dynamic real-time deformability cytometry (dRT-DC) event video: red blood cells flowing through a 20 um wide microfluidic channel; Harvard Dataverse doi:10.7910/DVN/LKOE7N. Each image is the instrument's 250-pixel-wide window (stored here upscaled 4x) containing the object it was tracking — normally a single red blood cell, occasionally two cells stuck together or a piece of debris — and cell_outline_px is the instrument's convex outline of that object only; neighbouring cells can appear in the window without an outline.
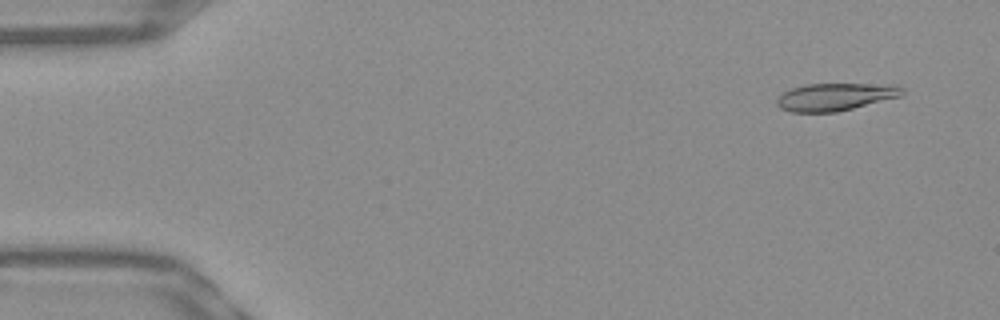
{"species": "Egyptian fruit bat (a non-hibernating species)", "species_latin": "Rousettus aegyptiacus", "temperature_condition": "warm", "stored_images_in_passage": 52, "camera_frame_rate_fps": 3000, "um_per_image_px": 0.085, "frame": {"image": 1, "passage_image": 4, "time_ms": 1.0, "image_size_px": [1000, 320], "cell_outline_px": [[904, 92], [900, 96], [836, 112], [792, 112], [780, 108], [776, 104], [776, 100], [784, 92], [792, 88], [804, 84], [892, 84], [904, 88]], "centroid_in_image_um": [70.98, 8.22], "position_along_channel_um": 14.0, "area_um2": 19.94}}
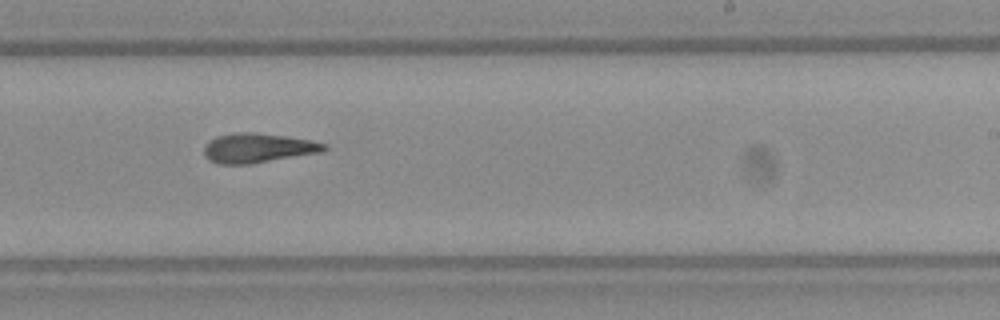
{"frame": {"image": 2, "passage_image": 32, "time_ms": 10.333, "image_size_px": [1000, 320], "cell_outline_px": [[328, 148], [324, 152], [252, 164], [216, 164], [208, 160], [204, 156], [204, 148], [216, 136], [232, 132], [252, 132], [288, 136], [312, 140], [328, 144]], "centroid_in_image_um": [21.97, 12.58], "position_along_channel_um": 267.0, "area_um2": 21.04}}
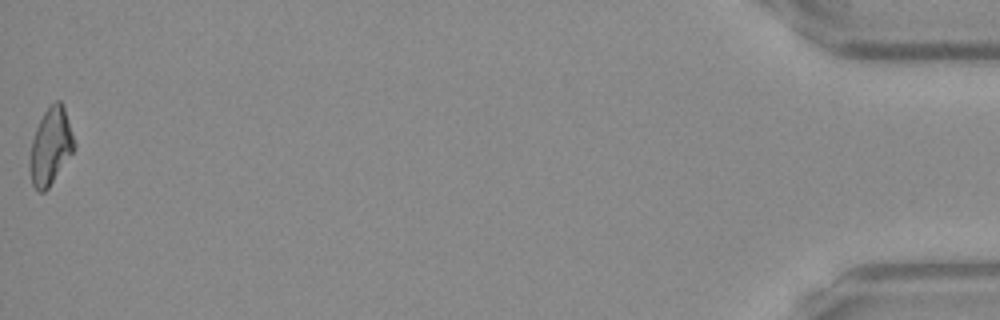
{"frame": {"image": 3, "passage_image": 52, "time_ms": 17.0, "image_size_px": [1000, 320], "cell_outline_px": [[76, 148], [48, 188], [44, 192], [40, 192], [32, 184], [28, 168], [28, 160], [32, 140], [36, 128], [44, 112], [56, 100], [60, 100], [64, 104], [76, 144]], "centroid_in_image_um": [4.3, 12.44], "position_along_channel_um": 430.9, "area_um2": 20.06}, "authors_computed_cell_mechanics": {"area_um2": 20.4612, "velocity_mm_per_s": 3.9271, "shape_relaxation_time_tau1_ms": null, "shape_relaxation_time_tau2_ms": 6.0928, "deformation_change_tau1": null, "deformation_change_tau2": 0.1872}}